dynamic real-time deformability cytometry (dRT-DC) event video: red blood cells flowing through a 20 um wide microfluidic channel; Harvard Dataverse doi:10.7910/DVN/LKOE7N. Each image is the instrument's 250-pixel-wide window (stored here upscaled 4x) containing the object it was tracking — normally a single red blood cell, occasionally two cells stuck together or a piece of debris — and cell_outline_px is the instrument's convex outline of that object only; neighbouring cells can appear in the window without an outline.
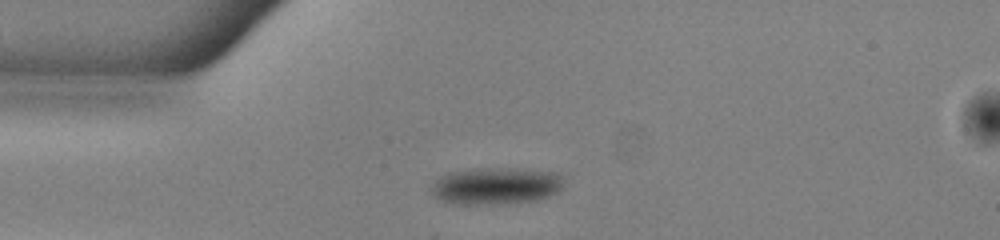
{"species": "common noctule bat (a hibernating species)", "species_latin": "Nyctalus noctula", "temperature_condition": "warm", "stored_images_in_passage": 40, "camera_frame_rate_fps": 3000, "um_per_image_px": 0.085, "animal": {"sex": "male", "body_mass_g": 13.0, "forearm_length_mm": 53.1}, "frame": {"image": 1, "passage_image": 1, "time_ms": 0.0, "image_size_px": [1000, 240], "cell_outline_px": [[564, 176], [560, 188], [556, 192], [548, 196], [536, 200], [512, 204], [452, 204], [440, 200], [432, 192], [432, 184], [440, 176], [452, 172], [488, 168], [496, 168], [556, 172]], "centroid_in_image_um": [42.16, 15.83], "position_along_channel_um": 42.8, "area_um2": 28.26}}
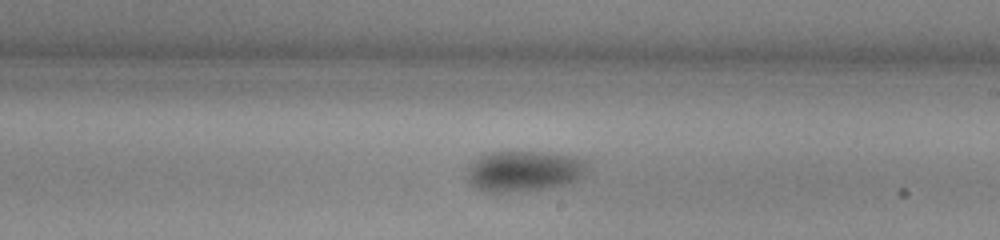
{"frame": {"image": 2, "passage_image": 18, "time_ms": 5.667, "image_size_px": [1000, 240], "cell_outline_px": [[584, 172], [576, 180], [560, 184], [540, 188], [516, 192], [488, 192], [476, 188], [468, 184], [468, 168], [480, 156], [492, 152], [544, 152], [572, 156], [584, 160]], "centroid_in_image_um": [44.45, 14.54], "position_along_channel_um": 244.6, "area_um2": 27.74}}
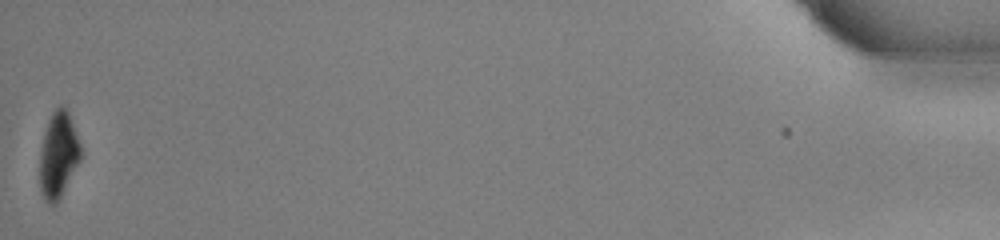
{"frame": {"image": 3, "passage_image": 40, "time_ms": 13.0, "image_size_px": [1000, 240], "cell_outline_px": [[80, 160], [56, 204], [48, 204], [44, 200], [40, 188], [40, 152], [44, 132], [48, 120], [52, 112], [60, 104], [68, 112], [80, 144]], "centroid_in_image_um": [4.94, 13.18], "position_along_channel_um": 430.3, "area_um2": 20.11}, "authors_computed_cell_mechanics": {"area_um2": 27.6862, "velocity_mm_per_s": 3.935, "shape_relaxation_time_tau1_ms": 2.0083, "shape_relaxation_time_tau2_ms": null, "deformation_change_tau1": 0.0761, "deformation_change_tau2": null}}